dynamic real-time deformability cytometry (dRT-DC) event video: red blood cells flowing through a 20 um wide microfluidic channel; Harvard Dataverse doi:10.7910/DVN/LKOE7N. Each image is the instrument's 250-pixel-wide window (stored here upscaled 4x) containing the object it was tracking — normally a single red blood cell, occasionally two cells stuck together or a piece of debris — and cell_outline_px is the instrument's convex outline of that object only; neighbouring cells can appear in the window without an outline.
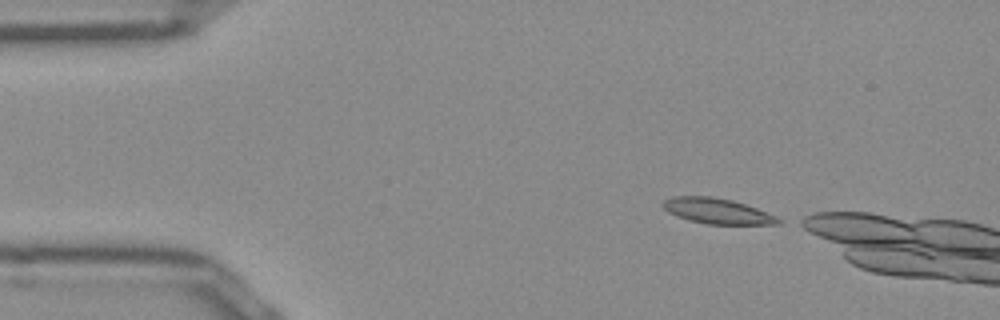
{"species": "Egyptian fruit bat (a non-hibernating species)", "species_latin": "Rousettus aegyptiacus", "temperature_condition": "room temperature", "stored_images_in_passage": 41, "camera_frame_rate_fps": 3000, "um_per_image_px": 0.085, "frame": {"image": 1, "passage_image": 1, "time_ms": 0.0, "image_size_px": [1000, 320], "cell_outline_px": [[784, 220], [780, 224], [708, 224], [688, 220], [676, 216], [668, 212], [660, 204], [664, 200], [672, 196], [712, 196], [732, 200], [756, 208], [776, 216]], "centroid_in_image_um": [60.94, 17.93], "position_along_channel_um": 24.1, "area_um2": 17.17}}
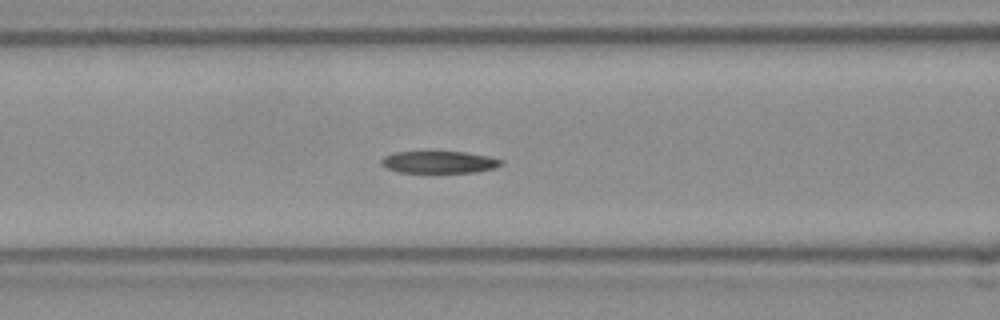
{"frame": {"image": 2, "passage_image": 14, "time_ms": 4.333, "image_size_px": [1000, 320], "cell_outline_px": [[504, 164], [496, 168], [476, 172], [400, 172], [388, 168], [380, 164], [380, 160], [384, 156], [396, 152], [464, 152], [488, 156], [504, 160]], "centroid_in_image_um": [37.37, 13.78], "position_along_channel_um": 129.2, "area_um2": 15.37}}
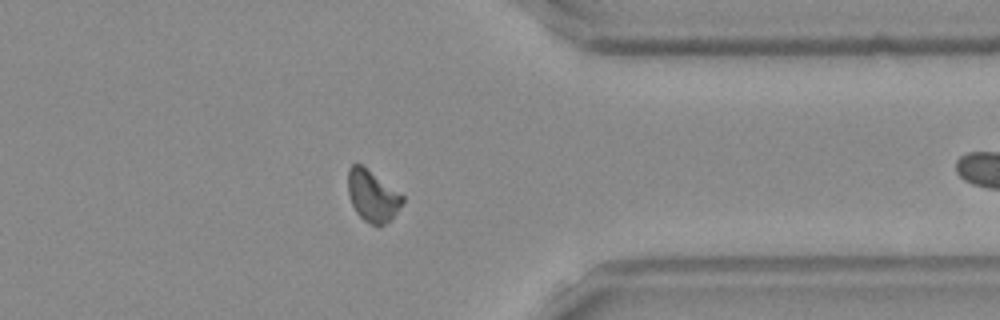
{"frame": {"image": 3, "passage_image": 34, "time_ms": 11.0, "image_size_px": [1000, 320], "cell_outline_px": [[404, 200], [396, 212], [384, 224], [372, 224], [364, 220], [356, 212], [352, 204], [348, 192], [348, 168], [352, 164], [360, 164], [404, 196]], "centroid_in_image_um": [31.63, 16.64], "position_along_channel_um": 379.8, "area_um2": 15.78}}